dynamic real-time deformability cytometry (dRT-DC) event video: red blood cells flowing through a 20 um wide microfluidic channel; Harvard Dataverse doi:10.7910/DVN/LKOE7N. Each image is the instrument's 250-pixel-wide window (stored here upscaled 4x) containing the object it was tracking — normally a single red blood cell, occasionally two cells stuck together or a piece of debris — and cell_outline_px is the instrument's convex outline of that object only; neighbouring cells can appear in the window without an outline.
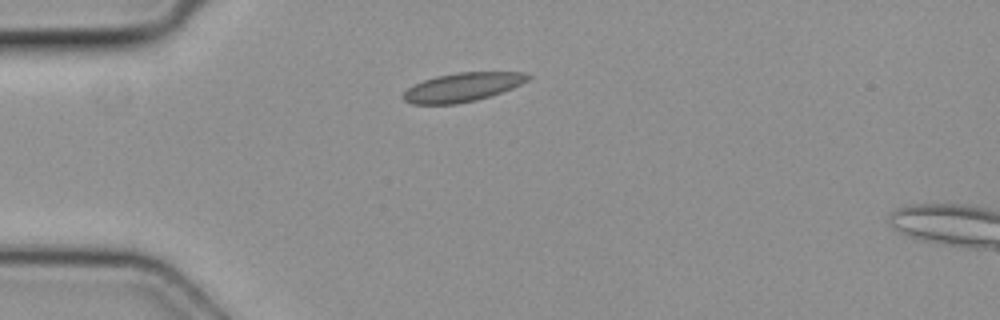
{"species": "common noctule bat (a hibernating species)", "species_latin": "Nyctalus noctula", "temperature_condition": "cold", "stored_images_in_passage": 1, "camera_frame_rate_fps": 3000, "um_per_image_px": 0.085, "animal": {"sex": "female", "body_mass_g": 19.3, "forearm_length_mm": 54.1}, "frame": {"image": 1, "passage_image": 1, "time_ms": 0.0, "image_size_px": [1000, 320], "cell_outline_px": [[532, 76], [528, 80], [512, 88], [476, 100], [456, 104], [412, 104], [404, 100], [400, 96], [412, 84], [436, 76], [456, 72], [524, 72]], "centroid_in_image_um": [39.27, 7.4], "position_along_channel_um": 45.7, "area_um2": 20.92}}